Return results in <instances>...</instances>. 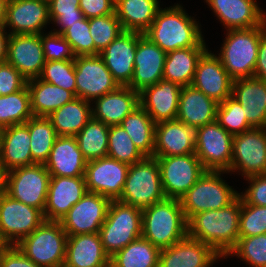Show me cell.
<instances>
[{
    "label": "cell",
    "instance_id": "3",
    "mask_svg": "<svg viewBox=\"0 0 266 267\" xmlns=\"http://www.w3.org/2000/svg\"><path fill=\"white\" fill-rule=\"evenodd\" d=\"M187 235V220L179 199L165 198L142 210V237L160 250Z\"/></svg>",
    "mask_w": 266,
    "mask_h": 267
},
{
    "label": "cell",
    "instance_id": "12",
    "mask_svg": "<svg viewBox=\"0 0 266 267\" xmlns=\"http://www.w3.org/2000/svg\"><path fill=\"white\" fill-rule=\"evenodd\" d=\"M155 158L166 198L180 199L206 171L195 153Z\"/></svg>",
    "mask_w": 266,
    "mask_h": 267
},
{
    "label": "cell",
    "instance_id": "48",
    "mask_svg": "<svg viewBox=\"0 0 266 267\" xmlns=\"http://www.w3.org/2000/svg\"><path fill=\"white\" fill-rule=\"evenodd\" d=\"M49 18L60 25V30L55 33L62 34L70 25L82 20L84 15L79 8V0H49Z\"/></svg>",
    "mask_w": 266,
    "mask_h": 267
},
{
    "label": "cell",
    "instance_id": "40",
    "mask_svg": "<svg viewBox=\"0 0 266 267\" xmlns=\"http://www.w3.org/2000/svg\"><path fill=\"white\" fill-rule=\"evenodd\" d=\"M108 134L109 126L92 117L75 136L87 161L107 156Z\"/></svg>",
    "mask_w": 266,
    "mask_h": 267
},
{
    "label": "cell",
    "instance_id": "31",
    "mask_svg": "<svg viewBox=\"0 0 266 267\" xmlns=\"http://www.w3.org/2000/svg\"><path fill=\"white\" fill-rule=\"evenodd\" d=\"M218 104L192 85L181 88L176 119L194 129L216 121Z\"/></svg>",
    "mask_w": 266,
    "mask_h": 267
},
{
    "label": "cell",
    "instance_id": "42",
    "mask_svg": "<svg viewBox=\"0 0 266 267\" xmlns=\"http://www.w3.org/2000/svg\"><path fill=\"white\" fill-rule=\"evenodd\" d=\"M107 156L129 165L145 158L121 125L109 126Z\"/></svg>",
    "mask_w": 266,
    "mask_h": 267
},
{
    "label": "cell",
    "instance_id": "15",
    "mask_svg": "<svg viewBox=\"0 0 266 267\" xmlns=\"http://www.w3.org/2000/svg\"><path fill=\"white\" fill-rule=\"evenodd\" d=\"M129 166L109 156L87 161L84 174L87 192L100 194L111 201L118 200Z\"/></svg>",
    "mask_w": 266,
    "mask_h": 267
},
{
    "label": "cell",
    "instance_id": "52",
    "mask_svg": "<svg viewBox=\"0 0 266 267\" xmlns=\"http://www.w3.org/2000/svg\"><path fill=\"white\" fill-rule=\"evenodd\" d=\"M246 180L250 181V186L244 194H239V197L246 204L266 206V173L246 177Z\"/></svg>",
    "mask_w": 266,
    "mask_h": 267
},
{
    "label": "cell",
    "instance_id": "30",
    "mask_svg": "<svg viewBox=\"0 0 266 267\" xmlns=\"http://www.w3.org/2000/svg\"><path fill=\"white\" fill-rule=\"evenodd\" d=\"M95 100L93 118L108 126L120 125L128 114L140 106V92L128 86H119Z\"/></svg>",
    "mask_w": 266,
    "mask_h": 267
},
{
    "label": "cell",
    "instance_id": "34",
    "mask_svg": "<svg viewBox=\"0 0 266 267\" xmlns=\"http://www.w3.org/2000/svg\"><path fill=\"white\" fill-rule=\"evenodd\" d=\"M206 51V47H189L167 52L163 79L181 87L191 85L198 61Z\"/></svg>",
    "mask_w": 266,
    "mask_h": 267
},
{
    "label": "cell",
    "instance_id": "9",
    "mask_svg": "<svg viewBox=\"0 0 266 267\" xmlns=\"http://www.w3.org/2000/svg\"><path fill=\"white\" fill-rule=\"evenodd\" d=\"M195 154L206 171L230 172L233 137L217 121L198 127Z\"/></svg>",
    "mask_w": 266,
    "mask_h": 267
},
{
    "label": "cell",
    "instance_id": "47",
    "mask_svg": "<svg viewBox=\"0 0 266 267\" xmlns=\"http://www.w3.org/2000/svg\"><path fill=\"white\" fill-rule=\"evenodd\" d=\"M266 233V206L246 204L241 199L239 237H251Z\"/></svg>",
    "mask_w": 266,
    "mask_h": 267
},
{
    "label": "cell",
    "instance_id": "27",
    "mask_svg": "<svg viewBox=\"0 0 266 267\" xmlns=\"http://www.w3.org/2000/svg\"><path fill=\"white\" fill-rule=\"evenodd\" d=\"M63 267H110L99 233L68 235Z\"/></svg>",
    "mask_w": 266,
    "mask_h": 267
},
{
    "label": "cell",
    "instance_id": "46",
    "mask_svg": "<svg viewBox=\"0 0 266 267\" xmlns=\"http://www.w3.org/2000/svg\"><path fill=\"white\" fill-rule=\"evenodd\" d=\"M235 254L253 267H266V233L251 237H239L235 248L229 255Z\"/></svg>",
    "mask_w": 266,
    "mask_h": 267
},
{
    "label": "cell",
    "instance_id": "22",
    "mask_svg": "<svg viewBox=\"0 0 266 267\" xmlns=\"http://www.w3.org/2000/svg\"><path fill=\"white\" fill-rule=\"evenodd\" d=\"M48 21L50 18L47 1L8 0L4 28H12L9 35L41 34Z\"/></svg>",
    "mask_w": 266,
    "mask_h": 267
},
{
    "label": "cell",
    "instance_id": "13",
    "mask_svg": "<svg viewBox=\"0 0 266 267\" xmlns=\"http://www.w3.org/2000/svg\"><path fill=\"white\" fill-rule=\"evenodd\" d=\"M74 65L78 98L93 101L119 87L99 54L75 56Z\"/></svg>",
    "mask_w": 266,
    "mask_h": 267
},
{
    "label": "cell",
    "instance_id": "18",
    "mask_svg": "<svg viewBox=\"0 0 266 267\" xmlns=\"http://www.w3.org/2000/svg\"><path fill=\"white\" fill-rule=\"evenodd\" d=\"M233 79L220 59L208 50L201 56L192 81V86L217 103L232 96Z\"/></svg>",
    "mask_w": 266,
    "mask_h": 267
},
{
    "label": "cell",
    "instance_id": "4",
    "mask_svg": "<svg viewBox=\"0 0 266 267\" xmlns=\"http://www.w3.org/2000/svg\"><path fill=\"white\" fill-rule=\"evenodd\" d=\"M227 31L217 57L233 80L253 77L263 25Z\"/></svg>",
    "mask_w": 266,
    "mask_h": 267
},
{
    "label": "cell",
    "instance_id": "49",
    "mask_svg": "<svg viewBox=\"0 0 266 267\" xmlns=\"http://www.w3.org/2000/svg\"><path fill=\"white\" fill-rule=\"evenodd\" d=\"M89 31V19L84 17L61 34L70 44L75 56L95 55V44Z\"/></svg>",
    "mask_w": 266,
    "mask_h": 267
},
{
    "label": "cell",
    "instance_id": "51",
    "mask_svg": "<svg viewBox=\"0 0 266 267\" xmlns=\"http://www.w3.org/2000/svg\"><path fill=\"white\" fill-rule=\"evenodd\" d=\"M26 85L27 80L13 65L7 61L0 63V96L22 90Z\"/></svg>",
    "mask_w": 266,
    "mask_h": 267
},
{
    "label": "cell",
    "instance_id": "36",
    "mask_svg": "<svg viewBox=\"0 0 266 267\" xmlns=\"http://www.w3.org/2000/svg\"><path fill=\"white\" fill-rule=\"evenodd\" d=\"M91 101L74 98L47 116L58 136H76L93 117Z\"/></svg>",
    "mask_w": 266,
    "mask_h": 267
},
{
    "label": "cell",
    "instance_id": "38",
    "mask_svg": "<svg viewBox=\"0 0 266 267\" xmlns=\"http://www.w3.org/2000/svg\"><path fill=\"white\" fill-rule=\"evenodd\" d=\"M160 249L140 237L110 258V267H159Z\"/></svg>",
    "mask_w": 266,
    "mask_h": 267
},
{
    "label": "cell",
    "instance_id": "19",
    "mask_svg": "<svg viewBox=\"0 0 266 267\" xmlns=\"http://www.w3.org/2000/svg\"><path fill=\"white\" fill-rule=\"evenodd\" d=\"M138 40L139 33L124 31L99 53L119 86H128L132 80Z\"/></svg>",
    "mask_w": 266,
    "mask_h": 267
},
{
    "label": "cell",
    "instance_id": "33",
    "mask_svg": "<svg viewBox=\"0 0 266 267\" xmlns=\"http://www.w3.org/2000/svg\"><path fill=\"white\" fill-rule=\"evenodd\" d=\"M158 0H115V14L124 31L144 34L158 11Z\"/></svg>",
    "mask_w": 266,
    "mask_h": 267
},
{
    "label": "cell",
    "instance_id": "25",
    "mask_svg": "<svg viewBox=\"0 0 266 267\" xmlns=\"http://www.w3.org/2000/svg\"><path fill=\"white\" fill-rule=\"evenodd\" d=\"M181 86L160 80L140 92V106L155 123L176 120Z\"/></svg>",
    "mask_w": 266,
    "mask_h": 267
},
{
    "label": "cell",
    "instance_id": "41",
    "mask_svg": "<svg viewBox=\"0 0 266 267\" xmlns=\"http://www.w3.org/2000/svg\"><path fill=\"white\" fill-rule=\"evenodd\" d=\"M34 115L28 86L9 95L0 96V129L24 124Z\"/></svg>",
    "mask_w": 266,
    "mask_h": 267
},
{
    "label": "cell",
    "instance_id": "11",
    "mask_svg": "<svg viewBox=\"0 0 266 267\" xmlns=\"http://www.w3.org/2000/svg\"><path fill=\"white\" fill-rule=\"evenodd\" d=\"M45 221L43 212L13 199L0 196V238L6 245H17Z\"/></svg>",
    "mask_w": 266,
    "mask_h": 267
},
{
    "label": "cell",
    "instance_id": "8",
    "mask_svg": "<svg viewBox=\"0 0 266 267\" xmlns=\"http://www.w3.org/2000/svg\"><path fill=\"white\" fill-rule=\"evenodd\" d=\"M221 173L222 171H205L179 199L187 221L198 212L227 207L239 197L240 193L221 179Z\"/></svg>",
    "mask_w": 266,
    "mask_h": 267
},
{
    "label": "cell",
    "instance_id": "58",
    "mask_svg": "<svg viewBox=\"0 0 266 267\" xmlns=\"http://www.w3.org/2000/svg\"><path fill=\"white\" fill-rule=\"evenodd\" d=\"M8 0H0V28L5 26Z\"/></svg>",
    "mask_w": 266,
    "mask_h": 267
},
{
    "label": "cell",
    "instance_id": "14",
    "mask_svg": "<svg viewBox=\"0 0 266 267\" xmlns=\"http://www.w3.org/2000/svg\"><path fill=\"white\" fill-rule=\"evenodd\" d=\"M244 177L266 173V128H252L233 137L230 171Z\"/></svg>",
    "mask_w": 266,
    "mask_h": 267
},
{
    "label": "cell",
    "instance_id": "5",
    "mask_svg": "<svg viewBox=\"0 0 266 267\" xmlns=\"http://www.w3.org/2000/svg\"><path fill=\"white\" fill-rule=\"evenodd\" d=\"M99 235L106 254L109 258L113 257L129 243L142 237V210L112 200Z\"/></svg>",
    "mask_w": 266,
    "mask_h": 267
},
{
    "label": "cell",
    "instance_id": "2",
    "mask_svg": "<svg viewBox=\"0 0 266 267\" xmlns=\"http://www.w3.org/2000/svg\"><path fill=\"white\" fill-rule=\"evenodd\" d=\"M196 21L181 5L160 8L153 23L144 33L166 53L189 47H206Z\"/></svg>",
    "mask_w": 266,
    "mask_h": 267
},
{
    "label": "cell",
    "instance_id": "39",
    "mask_svg": "<svg viewBox=\"0 0 266 267\" xmlns=\"http://www.w3.org/2000/svg\"><path fill=\"white\" fill-rule=\"evenodd\" d=\"M24 124L29 128L32 165L44 164L58 137L56 130L51 120L44 116H33Z\"/></svg>",
    "mask_w": 266,
    "mask_h": 267
},
{
    "label": "cell",
    "instance_id": "53",
    "mask_svg": "<svg viewBox=\"0 0 266 267\" xmlns=\"http://www.w3.org/2000/svg\"><path fill=\"white\" fill-rule=\"evenodd\" d=\"M79 8L87 19L115 14V0H79Z\"/></svg>",
    "mask_w": 266,
    "mask_h": 267
},
{
    "label": "cell",
    "instance_id": "16",
    "mask_svg": "<svg viewBox=\"0 0 266 267\" xmlns=\"http://www.w3.org/2000/svg\"><path fill=\"white\" fill-rule=\"evenodd\" d=\"M111 200L97 193L86 194L73 205L60 223L67 235L99 233Z\"/></svg>",
    "mask_w": 266,
    "mask_h": 267
},
{
    "label": "cell",
    "instance_id": "23",
    "mask_svg": "<svg viewBox=\"0 0 266 267\" xmlns=\"http://www.w3.org/2000/svg\"><path fill=\"white\" fill-rule=\"evenodd\" d=\"M196 131L176 120L161 121L155 127L153 157H167L195 153Z\"/></svg>",
    "mask_w": 266,
    "mask_h": 267
},
{
    "label": "cell",
    "instance_id": "10",
    "mask_svg": "<svg viewBox=\"0 0 266 267\" xmlns=\"http://www.w3.org/2000/svg\"><path fill=\"white\" fill-rule=\"evenodd\" d=\"M51 175L44 164L8 171L6 194L44 212Z\"/></svg>",
    "mask_w": 266,
    "mask_h": 267
},
{
    "label": "cell",
    "instance_id": "21",
    "mask_svg": "<svg viewBox=\"0 0 266 267\" xmlns=\"http://www.w3.org/2000/svg\"><path fill=\"white\" fill-rule=\"evenodd\" d=\"M86 192L84 176H51L43 212L45 220L61 221Z\"/></svg>",
    "mask_w": 266,
    "mask_h": 267
},
{
    "label": "cell",
    "instance_id": "54",
    "mask_svg": "<svg viewBox=\"0 0 266 267\" xmlns=\"http://www.w3.org/2000/svg\"><path fill=\"white\" fill-rule=\"evenodd\" d=\"M0 267H40L27 258L16 245H6L0 252Z\"/></svg>",
    "mask_w": 266,
    "mask_h": 267
},
{
    "label": "cell",
    "instance_id": "29",
    "mask_svg": "<svg viewBox=\"0 0 266 267\" xmlns=\"http://www.w3.org/2000/svg\"><path fill=\"white\" fill-rule=\"evenodd\" d=\"M232 97L244 108L252 128H266V83L257 78L233 80Z\"/></svg>",
    "mask_w": 266,
    "mask_h": 267
},
{
    "label": "cell",
    "instance_id": "6",
    "mask_svg": "<svg viewBox=\"0 0 266 267\" xmlns=\"http://www.w3.org/2000/svg\"><path fill=\"white\" fill-rule=\"evenodd\" d=\"M67 237L60 221L45 220L16 246L40 267H63Z\"/></svg>",
    "mask_w": 266,
    "mask_h": 267
},
{
    "label": "cell",
    "instance_id": "24",
    "mask_svg": "<svg viewBox=\"0 0 266 267\" xmlns=\"http://www.w3.org/2000/svg\"><path fill=\"white\" fill-rule=\"evenodd\" d=\"M217 258L220 256L209 245L187 235L160 251L159 267H210Z\"/></svg>",
    "mask_w": 266,
    "mask_h": 267
},
{
    "label": "cell",
    "instance_id": "26",
    "mask_svg": "<svg viewBox=\"0 0 266 267\" xmlns=\"http://www.w3.org/2000/svg\"><path fill=\"white\" fill-rule=\"evenodd\" d=\"M225 28L248 29L266 22V14L254 0H206Z\"/></svg>",
    "mask_w": 266,
    "mask_h": 267
},
{
    "label": "cell",
    "instance_id": "57",
    "mask_svg": "<svg viewBox=\"0 0 266 267\" xmlns=\"http://www.w3.org/2000/svg\"><path fill=\"white\" fill-rule=\"evenodd\" d=\"M7 177H8V170L1 162L0 159V196H3L6 193L7 189Z\"/></svg>",
    "mask_w": 266,
    "mask_h": 267
},
{
    "label": "cell",
    "instance_id": "45",
    "mask_svg": "<svg viewBox=\"0 0 266 267\" xmlns=\"http://www.w3.org/2000/svg\"><path fill=\"white\" fill-rule=\"evenodd\" d=\"M39 78L71 91L76 97V78L74 59L46 61Z\"/></svg>",
    "mask_w": 266,
    "mask_h": 267
},
{
    "label": "cell",
    "instance_id": "20",
    "mask_svg": "<svg viewBox=\"0 0 266 267\" xmlns=\"http://www.w3.org/2000/svg\"><path fill=\"white\" fill-rule=\"evenodd\" d=\"M166 52L144 34L139 33L134 60V74L129 88L141 92L163 79Z\"/></svg>",
    "mask_w": 266,
    "mask_h": 267
},
{
    "label": "cell",
    "instance_id": "44",
    "mask_svg": "<svg viewBox=\"0 0 266 267\" xmlns=\"http://www.w3.org/2000/svg\"><path fill=\"white\" fill-rule=\"evenodd\" d=\"M90 34L95 44V55L101 53L124 32L116 14L89 19Z\"/></svg>",
    "mask_w": 266,
    "mask_h": 267
},
{
    "label": "cell",
    "instance_id": "55",
    "mask_svg": "<svg viewBox=\"0 0 266 267\" xmlns=\"http://www.w3.org/2000/svg\"><path fill=\"white\" fill-rule=\"evenodd\" d=\"M253 77L266 83V22L263 24Z\"/></svg>",
    "mask_w": 266,
    "mask_h": 267
},
{
    "label": "cell",
    "instance_id": "32",
    "mask_svg": "<svg viewBox=\"0 0 266 267\" xmlns=\"http://www.w3.org/2000/svg\"><path fill=\"white\" fill-rule=\"evenodd\" d=\"M0 159L8 171L32 165L29 128L25 124L1 129Z\"/></svg>",
    "mask_w": 266,
    "mask_h": 267
},
{
    "label": "cell",
    "instance_id": "1",
    "mask_svg": "<svg viewBox=\"0 0 266 267\" xmlns=\"http://www.w3.org/2000/svg\"><path fill=\"white\" fill-rule=\"evenodd\" d=\"M241 198L218 210L198 212L188 221V236L209 245L221 258L229 256L239 240Z\"/></svg>",
    "mask_w": 266,
    "mask_h": 267
},
{
    "label": "cell",
    "instance_id": "59",
    "mask_svg": "<svg viewBox=\"0 0 266 267\" xmlns=\"http://www.w3.org/2000/svg\"><path fill=\"white\" fill-rule=\"evenodd\" d=\"M6 246V244L3 242V240L0 238V252L1 250Z\"/></svg>",
    "mask_w": 266,
    "mask_h": 267
},
{
    "label": "cell",
    "instance_id": "7",
    "mask_svg": "<svg viewBox=\"0 0 266 267\" xmlns=\"http://www.w3.org/2000/svg\"><path fill=\"white\" fill-rule=\"evenodd\" d=\"M165 198L157 158L145 157L129 166L120 202L143 210Z\"/></svg>",
    "mask_w": 266,
    "mask_h": 267
},
{
    "label": "cell",
    "instance_id": "28",
    "mask_svg": "<svg viewBox=\"0 0 266 267\" xmlns=\"http://www.w3.org/2000/svg\"><path fill=\"white\" fill-rule=\"evenodd\" d=\"M86 163L75 136H58L44 165L51 176L80 177Z\"/></svg>",
    "mask_w": 266,
    "mask_h": 267
},
{
    "label": "cell",
    "instance_id": "50",
    "mask_svg": "<svg viewBox=\"0 0 266 267\" xmlns=\"http://www.w3.org/2000/svg\"><path fill=\"white\" fill-rule=\"evenodd\" d=\"M41 33V42L46 61H62L75 59V55L70 44L60 33L49 32V34Z\"/></svg>",
    "mask_w": 266,
    "mask_h": 267
},
{
    "label": "cell",
    "instance_id": "17",
    "mask_svg": "<svg viewBox=\"0 0 266 267\" xmlns=\"http://www.w3.org/2000/svg\"><path fill=\"white\" fill-rule=\"evenodd\" d=\"M6 61L27 81L39 78L46 62L41 34L10 35Z\"/></svg>",
    "mask_w": 266,
    "mask_h": 267
},
{
    "label": "cell",
    "instance_id": "43",
    "mask_svg": "<svg viewBox=\"0 0 266 267\" xmlns=\"http://www.w3.org/2000/svg\"><path fill=\"white\" fill-rule=\"evenodd\" d=\"M244 108L232 96L218 104L216 121L232 136L249 131V125Z\"/></svg>",
    "mask_w": 266,
    "mask_h": 267
},
{
    "label": "cell",
    "instance_id": "56",
    "mask_svg": "<svg viewBox=\"0 0 266 267\" xmlns=\"http://www.w3.org/2000/svg\"><path fill=\"white\" fill-rule=\"evenodd\" d=\"M5 31L4 27L0 28V63L6 62L7 60L8 40L10 35Z\"/></svg>",
    "mask_w": 266,
    "mask_h": 267
},
{
    "label": "cell",
    "instance_id": "37",
    "mask_svg": "<svg viewBox=\"0 0 266 267\" xmlns=\"http://www.w3.org/2000/svg\"><path fill=\"white\" fill-rule=\"evenodd\" d=\"M120 125L145 157H153L156 123L141 106L128 114Z\"/></svg>",
    "mask_w": 266,
    "mask_h": 267
},
{
    "label": "cell",
    "instance_id": "35",
    "mask_svg": "<svg viewBox=\"0 0 266 267\" xmlns=\"http://www.w3.org/2000/svg\"><path fill=\"white\" fill-rule=\"evenodd\" d=\"M34 116H49L53 111L71 102L75 95L66 89L45 82L40 78L27 81Z\"/></svg>",
    "mask_w": 266,
    "mask_h": 267
}]
</instances>
